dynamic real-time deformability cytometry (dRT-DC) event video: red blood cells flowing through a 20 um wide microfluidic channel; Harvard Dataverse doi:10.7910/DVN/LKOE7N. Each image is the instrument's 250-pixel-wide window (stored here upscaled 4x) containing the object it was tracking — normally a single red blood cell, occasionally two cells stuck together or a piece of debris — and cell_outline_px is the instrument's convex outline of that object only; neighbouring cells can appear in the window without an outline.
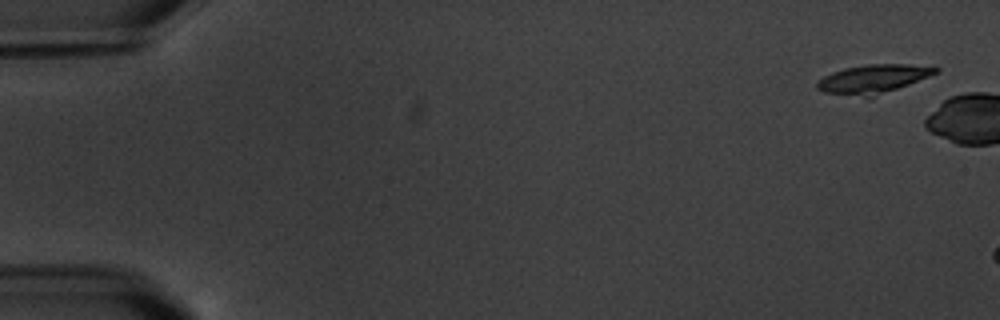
{"species": "common noctule bat (a hibernating species)", "species_latin": "Nyctalus noctula", "temperature_condition": "warm", "stored_images_in_passage": 9, "camera_frame_rate_fps": 3000, "um_per_image_px": 0.085, "animal": {"sex": "male", "body_mass_g": 20.1, "forearm_length_mm": 53.5}, "frame": {"image": 1, "passage_image": 1, "time_ms": 0.0, "image_size_px": [1000, 320], "cell_outline_px": [[940, 72], [868, 100], [824, 92], [816, 88], [816, 84], [824, 76], [832, 72], [844, 68], [868, 64], [908, 64], [940, 68]], "centroid_in_image_um": [74.2, 6.75], "position_along_channel_um": 10.8, "area_um2": 20.29}}
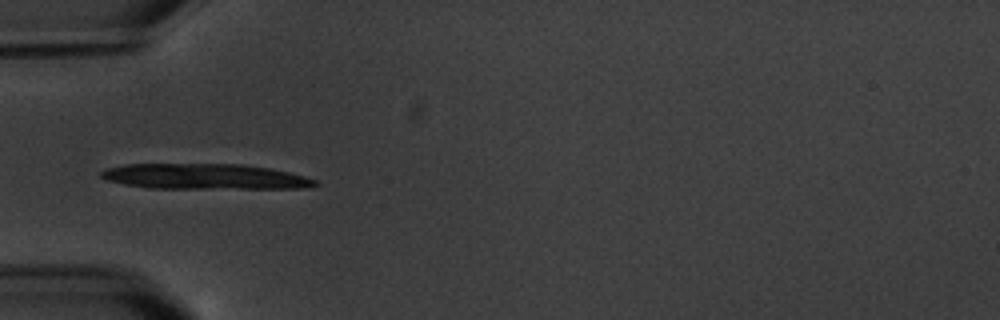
{"frame": {"image": 2, "passage_image": 7, "time_ms": 8.667, "image_size_px": [1000, 320], "cell_outline_px": [[320, 184], [308, 188], [148, 188], [124, 184], [104, 180], [100, 176], [100, 172], [104, 168], [124, 164], [244, 164], [268, 168], [288, 172], [304, 176], [316, 180]], "centroid_in_image_um": [17.36, 15.0], "position_along_channel_um": 67.6, "area_um2": 31.91}}